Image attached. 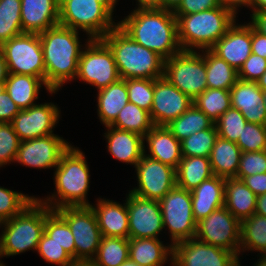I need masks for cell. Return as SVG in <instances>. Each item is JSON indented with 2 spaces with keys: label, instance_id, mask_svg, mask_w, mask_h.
<instances>
[{
  "label": "cell",
  "instance_id": "cell-1",
  "mask_svg": "<svg viewBox=\"0 0 266 266\" xmlns=\"http://www.w3.org/2000/svg\"><path fill=\"white\" fill-rule=\"evenodd\" d=\"M118 26L134 41L165 60L182 51L174 13L159 8H135Z\"/></svg>",
  "mask_w": 266,
  "mask_h": 266
},
{
  "label": "cell",
  "instance_id": "cell-2",
  "mask_svg": "<svg viewBox=\"0 0 266 266\" xmlns=\"http://www.w3.org/2000/svg\"><path fill=\"white\" fill-rule=\"evenodd\" d=\"M77 30L55 25L39 33L45 64V83L51 91L75 79L83 49Z\"/></svg>",
  "mask_w": 266,
  "mask_h": 266
},
{
  "label": "cell",
  "instance_id": "cell-3",
  "mask_svg": "<svg viewBox=\"0 0 266 266\" xmlns=\"http://www.w3.org/2000/svg\"><path fill=\"white\" fill-rule=\"evenodd\" d=\"M85 155L78 147H70L61 155L54 172L56 192L45 199L37 198L50 209L61 207L90 206L86 195L90 175Z\"/></svg>",
  "mask_w": 266,
  "mask_h": 266
},
{
  "label": "cell",
  "instance_id": "cell-4",
  "mask_svg": "<svg viewBox=\"0 0 266 266\" xmlns=\"http://www.w3.org/2000/svg\"><path fill=\"white\" fill-rule=\"evenodd\" d=\"M101 40L110 48L121 79L163 77L165 59L138 44L118 25Z\"/></svg>",
  "mask_w": 266,
  "mask_h": 266
},
{
  "label": "cell",
  "instance_id": "cell-5",
  "mask_svg": "<svg viewBox=\"0 0 266 266\" xmlns=\"http://www.w3.org/2000/svg\"><path fill=\"white\" fill-rule=\"evenodd\" d=\"M175 17L183 51L211 49L236 21V16L222 6Z\"/></svg>",
  "mask_w": 266,
  "mask_h": 266
},
{
  "label": "cell",
  "instance_id": "cell-6",
  "mask_svg": "<svg viewBox=\"0 0 266 266\" xmlns=\"http://www.w3.org/2000/svg\"><path fill=\"white\" fill-rule=\"evenodd\" d=\"M118 0H59V24L101 39L118 23L113 12Z\"/></svg>",
  "mask_w": 266,
  "mask_h": 266
},
{
  "label": "cell",
  "instance_id": "cell-7",
  "mask_svg": "<svg viewBox=\"0 0 266 266\" xmlns=\"http://www.w3.org/2000/svg\"><path fill=\"white\" fill-rule=\"evenodd\" d=\"M46 205L37 198L21 213L2 222V257H10L38 248L44 232ZM4 225V226H3Z\"/></svg>",
  "mask_w": 266,
  "mask_h": 266
},
{
  "label": "cell",
  "instance_id": "cell-8",
  "mask_svg": "<svg viewBox=\"0 0 266 266\" xmlns=\"http://www.w3.org/2000/svg\"><path fill=\"white\" fill-rule=\"evenodd\" d=\"M163 76L192 100L207 89L205 59L197 50L166 59Z\"/></svg>",
  "mask_w": 266,
  "mask_h": 266
},
{
  "label": "cell",
  "instance_id": "cell-9",
  "mask_svg": "<svg viewBox=\"0 0 266 266\" xmlns=\"http://www.w3.org/2000/svg\"><path fill=\"white\" fill-rule=\"evenodd\" d=\"M76 78L98 90L120 79L113 54L101 39L87 38L79 58Z\"/></svg>",
  "mask_w": 266,
  "mask_h": 266
},
{
  "label": "cell",
  "instance_id": "cell-10",
  "mask_svg": "<svg viewBox=\"0 0 266 266\" xmlns=\"http://www.w3.org/2000/svg\"><path fill=\"white\" fill-rule=\"evenodd\" d=\"M68 224L75 243V262H91L95 257L101 232L90 206L61 207L55 210Z\"/></svg>",
  "mask_w": 266,
  "mask_h": 266
},
{
  "label": "cell",
  "instance_id": "cell-11",
  "mask_svg": "<svg viewBox=\"0 0 266 266\" xmlns=\"http://www.w3.org/2000/svg\"><path fill=\"white\" fill-rule=\"evenodd\" d=\"M9 73L39 77L45 81V64L39 33L24 32L0 45Z\"/></svg>",
  "mask_w": 266,
  "mask_h": 266
},
{
  "label": "cell",
  "instance_id": "cell-12",
  "mask_svg": "<svg viewBox=\"0 0 266 266\" xmlns=\"http://www.w3.org/2000/svg\"><path fill=\"white\" fill-rule=\"evenodd\" d=\"M159 203L163 226L169 230L172 246L195 237L197 222L193 215L190 191L175 186Z\"/></svg>",
  "mask_w": 266,
  "mask_h": 266
},
{
  "label": "cell",
  "instance_id": "cell-13",
  "mask_svg": "<svg viewBox=\"0 0 266 266\" xmlns=\"http://www.w3.org/2000/svg\"><path fill=\"white\" fill-rule=\"evenodd\" d=\"M241 222L224 206L196 224L195 239L239 256Z\"/></svg>",
  "mask_w": 266,
  "mask_h": 266
},
{
  "label": "cell",
  "instance_id": "cell-14",
  "mask_svg": "<svg viewBox=\"0 0 266 266\" xmlns=\"http://www.w3.org/2000/svg\"><path fill=\"white\" fill-rule=\"evenodd\" d=\"M138 187L130 193L141 198L160 201L176 186V169L143 154L135 166Z\"/></svg>",
  "mask_w": 266,
  "mask_h": 266
},
{
  "label": "cell",
  "instance_id": "cell-15",
  "mask_svg": "<svg viewBox=\"0 0 266 266\" xmlns=\"http://www.w3.org/2000/svg\"><path fill=\"white\" fill-rule=\"evenodd\" d=\"M172 266H241L239 256L195 238L173 245Z\"/></svg>",
  "mask_w": 266,
  "mask_h": 266
},
{
  "label": "cell",
  "instance_id": "cell-16",
  "mask_svg": "<svg viewBox=\"0 0 266 266\" xmlns=\"http://www.w3.org/2000/svg\"><path fill=\"white\" fill-rule=\"evenodd\" d=\"M70 144L56 134L20 141L14 162L40 169L56 168Z\"/></svg>",
  "mask_w": 266,
  "mask_h": 266
},
{
  "label": "cell",
  "instance_id": "cell-17",
  "mask_svg": "<svg viewBox=\"0 0 266 266\" xmlns=\"http://www.w3.org/2000/svg\"><path fill=\"white\" fill-rule=\"evenodd\" d=\"M192 105L193 100L164 76L154 79V97L150 111L154 126H167Z\"/></svg>",
  "mask_w": 266,
  "mask_h": 266
},
{
  "label": "cell",
  "instance_id": "cell-18",
  "mask_svg": "<svg viewBox=\"0 0 266 266\" xmlns=\"http://www.w3.org/2000/svg\"><path fill=\"white\" fill-rule=\"evenodd\" d=\"M129 238H158L163 231L162 211L159 201L128 194Z\"/></svg>",
  "mask_w": 266,
  "mask_h": 266
},
{
  "label": "cell",
  "instance_id": "cell-19",
  "mask_svg": "<svg viewBox=\"0 0 266 266\" xmlns=\"http://www.w3.org/2000/svg\"><path fill=\"white\" fill-rule=\"evenodd\" d=\"M60 111L53 103L32 105L20 110L10 122L20 141L54 134Z\"/></svg>",
  "mask_w": 266,
  "mask_h": 266
},
{
  "label": "cell",
  "instance_id": "cell-20",
  "mask_svg": "<svg viewBox=\"0 0 266 266\" xmlns=\"http://www.w3.org/2000/svg\"><path fill=\"white\" fill-rule=\"evenodd\" d=\"M211 50L237 71L251 55V23L236 24L228 28Z\"/></svg>",
  "mask_w": 266,
  "mask_h": 266
},
{
  "label": "cell",
  "instance_id": "cell-21",
  "mask_svg": "<svg viewBox=\"0 0 266 266\" xmlns=\"http://www.w3.org/2000/svg\"><path fill=\"white\" fill-rule=\"evenodd\" d=\"M229 91L232 108L238 109L247 122L266 125L263 91L257 82L238 79Z\"/></svg>",
  "mask_w": 266,
  "mask_h": 266
},
{
  "label": "cell",
  "instance_id": "cell-22",
  "mask_svg": "<svg viewBox=\"0 0 266 266\" xmlns=\"http://www.w3.org/2000/svg\"><path fill=\"white\" fill-rule=\"evenodd\" d=\"M59 24V0H21L23 32L41 33Z\"/></svg>",
  "mask_w": 266,
  "mask_h": 266
},
{
  "label": "cell",
  "instance_id": "cell-23",
  "mask_svg": "<svg viewBox=\"0 0 266 266\" xmlns=\"http://www.w3.org/2000/svg\"><path fill=\"white\" fill-rule=\"evenodd\" d=\"M94 211L102 236L129 239V218L126 203L123 205L113 200L97 199Z\"/></svg>",
  "mask_w": 266,
  "mask_h": 266
},
{
  "label": "cell",
  "instance_id": "cell-24",
  "mask_svg": "<svg viewBox=\"0 0 266 266\" xmlns=\"http://www.w3.org/2000/svg\"><path fill=\"white\" fill-rule=\"evenodd\" d=\"M108 152L117 160L136 166L145 152L144 137L132 131L106 126Z\"/></svg>",
  "mask_w": 266,
  "mask_h": 266
},
{
  "label": "cell",
  "instance_id": "cell-25",
  "mask_svg": "<svg viewBox=\"0 0 266 266\" xmlns=\"http://www.w3.org/2000/svg\"><path fill=\"white\" fill-rule=\"evenodd\" d=\"M150 158L177 169L182 159L181 142L167 126H154L145 136Z\"/></svg>",
  "mask_w": 266,
  "mask_h": 266
},
{
  "label": "cell",
  "instance_id": "cell-26",
  "mask_svg": "<svg viewBox=\"0 0 266 266\" xmlns=\"http://www.w3.org/2000/svg\"><path fill=\"white\" fill-rule=\"evenodd\" d=\"M225 178L216 175L191 191L193 215L198 222L224 206Z\"/></svg>",
  "mask_w": 266,
  "mask_h": 266
},
{
  "label": "cell",
  "instance_id": "cell-27",
  "mask_svg": "<svg viewBox=\"0 0 266 266\" xmlns=\"http://www.w3.org/2000/svg\"><path fill=\"white\" fill-rule=\"evenodd\" d=\"M170 257L172 266L173 246H165L157 238H129V259L138 266H163Z\"/></svg>",
  "mask_w": 266,
  "mask_h": 266
},
{
  "label": "cell",
  "instance_id": "cell-28",
  "mask_svg": "<svg viewBox=\"0 0 266 266\" xmlns=\"http://www.w3.org/2000/svg\"><path fill=\"white\" fill-rule=\"evenodd\" d=\"M257 196L238 178L225 179L224 207L240 222L255 214Z\"/></svg>",
  "mask_w": 266,
  "mask_h": 266
},
{
  "label": "cell",
  "instance_id": "cell-29",
  "mask_svg": "<svg viewBox=\"0 0 266 266\" xmlns=\"http://www.w3.org/2000/svg\"><path fill=\"white\" fill-rule=\"evenodd\" d=\"M43 85L49 93L53 94L57 92L51 91L45 81L39 77L12 73L9 74L3 88L20 110H24L36 104L34 102L39 98V90Z\"/></svg>",
  "mask_w": 266,
  "mask_h": 266
},
{
  "label": "cell",
  "instance_id": "cell-30",
  "mask_svg": "<svg viewBox=\"0 0 266 266\" xmlns=\"http://www.w3.org/2000/svg\"><path fill=\"white\" fill-rule=\"evenodd\" d=\"M97 111L100 122L110 126L118 116V113L129 102L127 91V79H119L108 87L98 90Z\"/></svg>",
  "mask_w": 266,
  "mask_h": 266
},
{
  "label": "cell",
  "instance_id": "cell-31",
  "mask_svg": "<svg viewBox=\"0 0 266 266\" xmlns=\"http://www.w3.org/2000/svg\"><path fill=\"white\" fill-rule=\"evenodd\" d=\"M241 153L235 142L218 136L209 156L213 174L225 179L236 177Z\"/></svg>",
  "mask_w": 266,
  "mask_h": 266
},
{
  "label": "cell",
  "instance_id": "cell-32",
  "mask_svg": "<svg viewBox=\"0 0 266 266\" xmlns=\"http://www.w3.org/2000/svg\"><path fill=\"white\" fill-rule=\"evenodd\" d=\"M212 176L214 174L209 158L182 157L176 169V186L191 192Z\"/></svg>",
  "mask_w": 266,
  "mask_h": 266
},
{
  "label": "cell",
  "instance_id": "cell-33",
  "mask_svg": "<svg viewBox=\"0 0 266 266\" xmlns=\"http://www.w3.org/2000/svg\"><path fill=\"white\" fill-rule=\"evenodd\" d=\"M201 51L205 59L207 88L230 90L239 79L238 71L211 49Z\"/></svg>",
  "mask_w": 266,
  "mask_h": 266
},
{
  "label": "cell",
  "instance_id": "cell-34",
  "mask_svg": "<svg viewBox=\"0 0 266 266\" xmlns=\"http://www.w3.org/2000/svg\"><path fill=\"white\" fill-rule=\"evenodd\" d=\"M240 252L246 250L260 252L266 255V217L259 214L241 221L240 230Z\"/></svg>",
  "mask_w": 266,
  "mask_h": 266
},
{
  "label": "cell",
  "instance_id": "cell-35",
  "mask_svg": "<svg viewBox=\"0 0 266 266\" xmlns=\"http://www.w3.org/2000/svg\"><path fill=\"white\" fill-rule=\"evenodd\" d=\"M214 122L194 104L182 115L167 125V128L181 142L196 132L209 129Z\"/></svg>",
  "mask_w": 266,
  "mask_h": 266
},
{
  "label": "cell",
  "instance_id": "cell-36",
  "mask_svg": "<svg viewBox=\"0 0 266 266\" xmlns=\"http://www.w3.org/2000/svg\"><path fill=\"white\" fill-rule=\"evenodd\" d=\"M129 259V239L102 236L93 266H120Z\"/></svg>",
  "mask_w": 266,
  "mask_h": 266
},
{
  "label": "cell",
  "instance_id": "cell-37",
  "mask_svg": "<svg viewBox=\"0 0 266 266\" xmlns=\"http://www.w3.org/2000/svg\"><path fill=\"white\" fill-rule=\"evenodd\" d=\"M121 130L132 131L143 137L154 127L150 112L128 102L110 125Z\"/></svg>",
  "mask_w": 266,
  "mask_h": 266
},
{
  "label": "cell",
  "instance_id": "cell-38",
  "mask_svg": "<svg viewBox=\"0 0 266 266\" xmlns=\"http://www.w3.org/2000/svg\"><path fill=\"white\" fill-rule=\"evenodd\" d=\"M193 104L215 123L227 109L232 107L230 91L207 88L193 100Z\"/></svg>",
  "mask_w": 266,
  "mask_h": 266
},
{
  "label": "cell",
  "instance_id": "cell-39",
  "mask_svg": "<svg viewBox=\"0 0 266 266\" xmlns=\"http://www.w3.org/2000/svg\"><path fill=\"white\" fill-rule=\"evenodd\" d=\"M44 232L63 247L75 260V243L71 229L67 222L55 211L46 205V219Z\"/></svg>",
  "mask_w": 266,
  "mask_h": 266
},
{
  "label": "cell",
  "instance_id": "cell-40",
  "mask_svg": "<svg viewBox=\"0 0 266 266\" xmlns=\"http://www.w3.org/2000/svg\"><path fill=\"white\" fill-rule=\"evenodd\" d=\"M22 33L21 0H0V45Z\"/></svg>",
  "mask_w": 266,
  "mask_h": 266
},
{
  "label": "cell",
  "instance_id": "cell-41",
  "mask_svg": "<svg viewBox=\"0 0 266 266\" xmlns=\"http://www.w3.org/2000/svg\"><path fill=\"white\" fill-rule=\"evenodd\" d=\"M218 138L215 124L200 132H196L181 141L182 157H206L209 158L212 148Z\"/></svg>",
  "mask_w": 266,
  "mask_h": 266
},
{
  "label": "cell",
  "instance_id": "cell-42",
  "mask_svg": "<svg viewBox=\"0 0 266 266\" xmlns=\"http://www.w3.org/2000/svg\"><path fill=\"white\" fill-rule=\"evenodd\" d=\"M36 197L0 187V223L21 213Z\"/></svg>",
  "mask_w": 266,
  "mask_h": 266
},
{
  "label": "cell",
  "instance_id": "cell-43",
  "mask_svg": "<svg viewBox=\"0 0 266 266\" xmlns=\"http://www.w3.org/2000/svg\"><path fill=\"white\" fill-rule=\"evenodd\" d=\"M246 119L238 109H227L214 123L220 138L237 142L246 126Z\"/></svg>",
  "mask_w": 266,
  "mask_h": 266
},
{
  "label": "cell",
  "instance_id": "cell-44",
  "mask_svg": "<svg viewBox=\"0 0 266 266\" xmlns=\"http://www.w3.org/2000/svg\"><path fill=\"white\" fill-rule=\"evenodd\" d=\"M129 102L151 111L154 97V79H127Z\"/></svg>",
  "mask_w": 266,
  "mask_h": 266
},
{
  "label": "cell",
  "instance_id": "cell-45",
  "mask_svg": "<svg viewBox=\"0 0 266 266\" xmlns=\"http://www.w3.org/2000/svg\"><path fill=\"white\" fill-rule=\"evenodd\" d=\"M236 144L242 152L266 150V125L247 122Z\"/></svg>",
  "mask_w": 266,
  "mask_h": 266
},
{
  "label": "cell",
  "instance_id": "cell-46",
  "mask_svg": "<svg viewBox=\"0 0 266 266\" xmlns=\"http://www.w3.org/2000/svg\"><path fill=\"white\" fill-rule=\"evenodd\" d=\"M37 252L46 262L59 266H70L75 260L63 249L61 245L53 241L43 232L38 244Z\"/></svg>",
  "mask_w": 266,
  "mask_h": 266
},
{
  "label": "cell",
  "instance_id": "cell-47",
  "mask_svg": "<svg viewBox=\"0 0 266 266\" xmlns=\"http://www.w3.org/2000/svg\"><path fill=\"white\" fill-rule=\"evenodd\" d=\"M20 140L11 123H0V167L14 163Z\"/></svg>",
  "mask_w": 266,
  "mask_h": 266
},
{
  "label": "cell",
  "instance_id": "cell-48",
  "mask_svg": "<svg viewBox=\"0 0 266 266\" xmlns=\"http://www.w3.org/2000/svg\"><path fill=\"white\" fill-rule=\"evenodd\" d=\"M266 173V150L259 152H242L235 178Z\"/></svg>",
  "mask_w": 266,
  "mask_h": 266
},
{
  "label": "cell",
  "instance_id": "cell-49",
  "mask_svg": "<svg viewBox=\"0 0 266 266\" xmlns=\"http://www.w3.org/2000/svg\"><path fill=\"white\" fill-rule=\"evenodd\" d=\"M266 71V58L251 53L238 71V78L244 81L257 82Z\"/></svg>",
  "mask_w": 266,
  "mask_h": 266
},
{
  "label": "cell",
  "instance_id": "cell-50",
  "mask_svg": "<svg viewBox=\"0 0 266 266\" xmlns=\"http://www.w3.org/2000/svg\"><path fill=\"white\" fill-rule=\"evenodd\" d=\"M220 6L219 0H182L173 13L174 16L189 15Z\"/></svg>",
  "mask_w": 266,
  "mask_h": 266
},
{
  "label": "cell",
  "instance_id": "cell-51",
  "mask_svg": "<svg viewBox=\"0 0 266 266\" xmlns=\"http://www.w3.org/2000/svg\"><path fill=\"white\" fill-rule=\"evenodd\" d=\"M20 108L10 98L4 88H0V123H10Z\"/></svg>",
  "mask_w": 266,
  "mask_h": 266
},
{
  "label": "cell",
  "instance_id": "cell-52",
  "mask_svg": "<svg viewBox=\"0 0 266 266\" xmlns=\"http://www.w3.org/2000/svg\"><path fill=\"white\" fill-rule=\"evenodd\" d=\"M242 181L256 196L266 193V173L247 176Z\"/></svg>",
  "mask_w": 266,
  "mask_h": 266
},
{
  "label": "cell",
  "instance_id": "cell-53",
  "mask_svg": "<svg viewBox=\"0 0 266 266\" xmlns=\"http://www.w3.org/2000/svg\"><path fill=\"white\" fill-rule=\"evenodd\" d=\"M251 51L266 58V36L258 32L251 24Z\"/></svg>",
  "mask_w": 266,
  "mask_h": 266
},
{
  "label": "cell",
  "instance_id": "cell-54",
  "mask_svg": "<svg viewBox=\"0 0 266 266\" xmlns=\"http://www.w3.org/2000/svg\"><path fill=\"white\" fill-rule=\"evenodd\" d=\"M250 17V23L253 27L262 35L266 36V10L252 13Z\"/></svg>",
  "mask_w": 266,
  "mask_h": 266
},
{
  "label": "cell",
  "instance_id": "cell-55",
  "mask_svg": "<svg viewBox=\"0 0 266 266\" xmlns=\"http://www.w3.org/2000/svg\"><path fill=\"white\" fill-rule=\"evenodd\" d=\"M223 8L230 10L235 16L238 14V8L241 6L251 8L252 0H219Z\"/></svg>",
  "mask_w": 266,
  "mask_h": 266
},
{
  "label": "cell",
  "instance_id": "cell-56",
  "mask_svg": "<svg viewBox=\"0 0 266 266\" xmlns=\"http://www.w3.org/2000/svg\"><path fill=\"white\" fill-rule=\"evenodd\" d=\"M9 69L4 54L0 49V88L4 87L5 81L9 77Z\"/></svg>",
  "mask_w": 266,
  "mask_h": 266
},
{
  "label": "cell",
  "instance_id": "cell-57",
  "mask_svg": "<svg viewBox=\"0 0 266 266\" xmlns=\"http://www.w3.org/2000/svg\"><path fill=\"white\" fill-rule=\"evenodd\" d=\"M255 214L266 217V193L257 196Z\"/></svg>",
  "mask_w": 266,
  "mask_h": 266
},
{
  "label": "cell",
  "instance_id": "cell-58",
  "mask_svg": "<svg viewBox=\"0 0 266 266\" xmlns=\"http://www.w3.org/2000/svg\"><path fill=\"white\" fill-rule=\"evenodd\" d=\"M182 0H160V9L174 12Z\"/></svg>",
  "mask_w": 266,
  "mask_h": 266
},
{
  "label": "cell",
  "instance_id": "cell-59",
  "mask_svg": "<svg viewBox=\"0 0 266 266\" xmlns=\"http://www.w3.org/2000/svg\"><path fill=\"white\" fill-rule=\"evenodd\" d=\"M138 8H159L160 0H137Z\"/></svg>",
  "mask_w": 266,
  "mask_h": 266
},
{
  "label": "cell",
  "instance_id": "cell-60",
  "mask_svg": "<svg viewBox=\"0 0 266 266\" xmlns=\"http://www.w3.org/2000/svg\"><path fill=\"white\" fill-rule=\"evenodd\" d=\"M251 9L252 13L265 11L266 0H252Z\"/></svg>",
  "mask_w": 266,
  "mask_h": 266
},
{
  "label": "cell",
  "instance_id": "cell-61",
  "mask_svg": "<svg viewBox=\"0 0 266 266\" xmlns=\"http://www.w3.org/2000/svg\"><path fill=\"white\" fill-rule=\"evenodd\" d=\"M257 83L262 91H266V71L263 73V75L260 77Z\"/></svg>",
  "mask_w": 266,
  "mask_h": 266
},
{
  "label": "cell",
  "instance_id": "cell-62",
  "mask_svg": "<svg viewBox=\"0 0 266 266\" xmlns=\"http://www.w3.org/2000/svg\"><path fill=\"white\" fill-rule=\"evenodd\" d=\"M254 266H266V255L261 256Z\"/></svg>",
  "mask_w": 266,
  "mask_h": 266
},
{
  "label": "cell",
  "instance_id": "cell-63",
  "mask_svg": "<svg viewBox=\"0 0 266 266\" xmlns=\"http://www.w3.org/2000/svg\"><path fill=\"white\" fill-rule=\"evenodd\" d=\"M70 266H93L90 262H75Z\"/></svg>",
  "mask_w": 266,
  "mask_h": 266
},
{
  "label": "cell",
  "instance_id": "cell-64",
  "mask_svg": "<svg viewBox=\"0 0 266 266\" xmlns=\"http://www.w3.org/2000/svg\"><path fill=\"white\" fill-rule=\"evenodd\" d=\"M120 266H138L135 262L128 259L127 261L123 262Z\"/></svg>",
  "mask_w": 266,
  "mask_h": 266
},
{
  "label": "cell",
  "instance_id": "cell-65",
  "mask_svg": "<svg viewBox=\"0 0 266 266\" xmlns=\"http://www.w3.org/2000/svg\"><path fill=\"white\" fill-rule=\"evenodd\" d=\"M263 103L266 111V91H263Z\"/></svg>",
  "mask_w": 266,
  "mask_h": 266
},
{
  "label": "cell",
  "instance_id": "cell-66",
  "mask_svg": "<svg viewBox=\"0 0 266 266\" xmlns=\"http://www.w3.org/2000/svg\"><path fill=\"white\" fill-rule=\"evenodd\" d=\"M0 227H1V223H0ZM0 258H2V243H1V235H0ZM1 263V261H0Z\"/></svg>",
  "mask_w": 266,
  "mask_h": 266
},
{
  "label": "cell",
  "instance_id": "cell-67",
  "mask_svg": "<svg viewBox=\"0 0 266 266\" xmlns=\"http://www.w3.org/2000/svg\"><path fill=\"white\" fill-rule=\"evenodd\" d=\"M0 266H6L5 264H3V262L0 263Z\"/></svg>",
  "mask_w": 266,
  "mask_h": 266
}]
</instances>
